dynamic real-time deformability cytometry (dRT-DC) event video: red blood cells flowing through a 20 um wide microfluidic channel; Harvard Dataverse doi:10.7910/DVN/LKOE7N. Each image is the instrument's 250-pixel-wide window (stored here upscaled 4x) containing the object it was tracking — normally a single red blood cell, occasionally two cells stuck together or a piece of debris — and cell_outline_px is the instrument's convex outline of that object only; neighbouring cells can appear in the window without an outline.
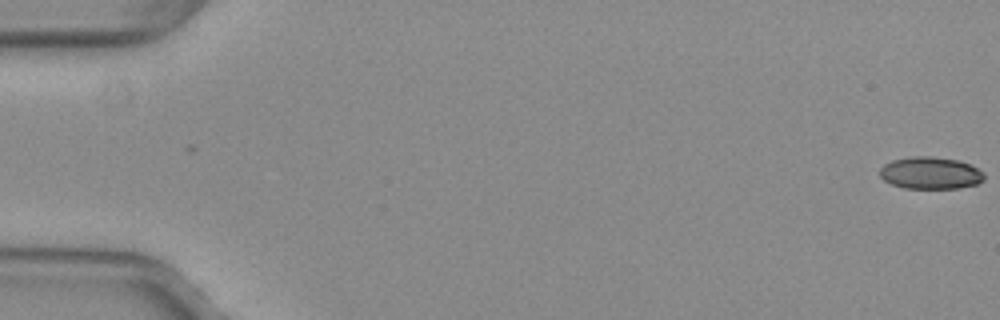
{"species": "common noctule bat (a hibernating species)", "species_latin": "Nyctalus noctula", "temperature_condition": "warm", "stored_images_in_passage": 53, "camera_frame_rate_fps": 3000, "um_per_image_px": 0.085, "animal": {"sex": "female", "body_mass_g": 29.2, "forearm_length_mm": 56.3}, "frame": {"image": 1, "passage_image": 1, "time_ms": 0.0, "image_size_px": [1000, 320], "cell_outline_px": [[984, 180], [976, 184], [960, 188], [904, 188], [892, 184], [884, 180], [880, 176], [880, 168], [884, 164], [892, 160], [912, 156], [932, 156], [956, 160], [968, 164], [984, 172]], "centroid_in_image_um": [79.07, 14.7], "position_along_channel_um": 5.9, "area_um2": 19.48}}
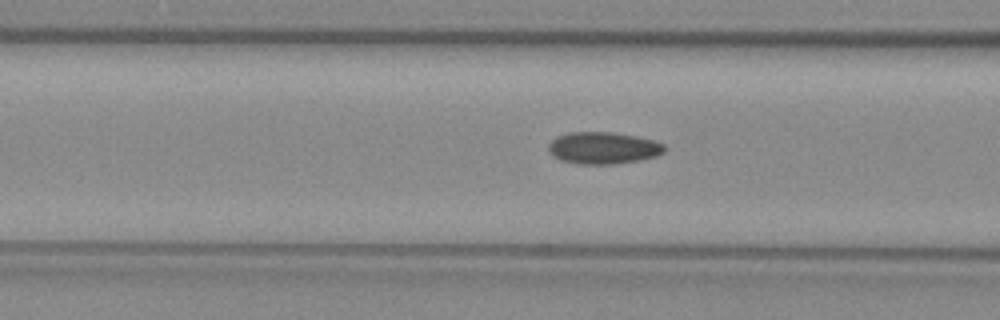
{"frame": {"image": 2, "passage_image": 22, "time_ms": 7.0, "image_size_px": [1000, 320], "cell_outline_px": [[664, 152], [656, 156], [640, 160], [612, 164], [576, 164], [560, 160], [552, 156], [548, 152], [548, 144], [556, 136], [568, 132], [612, 132], [636, 136], [652, 140], [664, 144]], "centroid_in_image_um": [51.22, 12.58], "position_along_channel_um": 115.4, "area_um2": 21.73}}
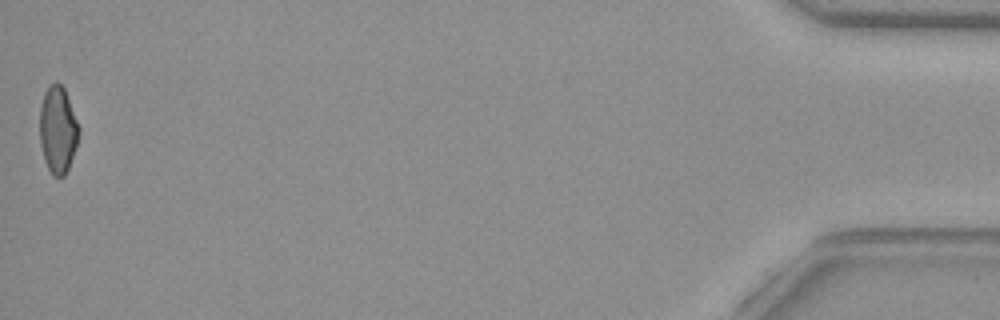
{"frame": {"image": 3, "passage_image": 53, "time_ms": 17.333, "image_size_px": [1000, 320], "cell_outline_px": [[80, 132], [68, 168], [64, 176], [52, 176], [44, 160], [40, 144], [40, 104], [44, 92], [48, 84], [56, 80], [64, 88], [80, 128]], "centroid_in_image_um": [4.89, 10.99], "position_along_channel_um": 430.3, "area_um2": 19.88}, "authors_computed_cell_mechanics": {"area_um2": 20.6924, "velocity_mm_per_s": 4.0168, "shape_relaxation_time_tau1_ms": null, "shape_relaxation_time_tau2_ms": 1.6928, "deformation_change_tau1": null, "deformation_change_tau2": 0.079}}